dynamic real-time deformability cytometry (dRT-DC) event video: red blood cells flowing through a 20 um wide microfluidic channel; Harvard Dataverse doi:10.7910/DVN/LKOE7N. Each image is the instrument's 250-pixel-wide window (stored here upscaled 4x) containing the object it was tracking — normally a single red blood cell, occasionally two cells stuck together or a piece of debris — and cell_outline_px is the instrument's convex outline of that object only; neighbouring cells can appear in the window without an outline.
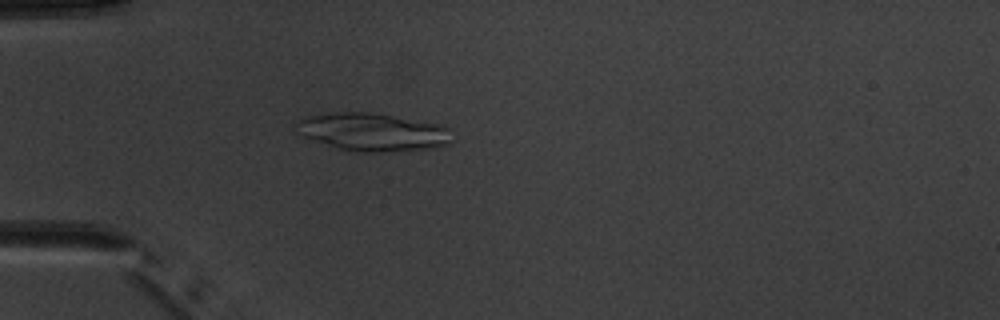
{"species": "common noctule bat (a hibernating species)", "species_latin": "Nyctalus noctula", "temperature_condition": "warm", "stored_images_in_passage": 5, "camera_frame_rate_fps": 3000, "um_per_image_px": 0.085, "animal": {"sex": "male", "body_mass_g": 20.1, "forearm_length_mm": 53.5}, "frame": {"image": 1, "passage_image": 5, "time_ms": 4.667, "image_size_px": [1000, 320], "cell_outline_px": [[452, 140], [448, 144], [428, 148], [384, 152], [348, 152], [336, 148], [304, 136], [296, 132], [296, 124], [300, 120], [308, 116], [340, 112], [372, 112], [440, 124], [448, 128]], "centroid_in_image_um": [31.67, 11.23], "position_along_channel_um": 53.3, "area_um2": 34.28}}